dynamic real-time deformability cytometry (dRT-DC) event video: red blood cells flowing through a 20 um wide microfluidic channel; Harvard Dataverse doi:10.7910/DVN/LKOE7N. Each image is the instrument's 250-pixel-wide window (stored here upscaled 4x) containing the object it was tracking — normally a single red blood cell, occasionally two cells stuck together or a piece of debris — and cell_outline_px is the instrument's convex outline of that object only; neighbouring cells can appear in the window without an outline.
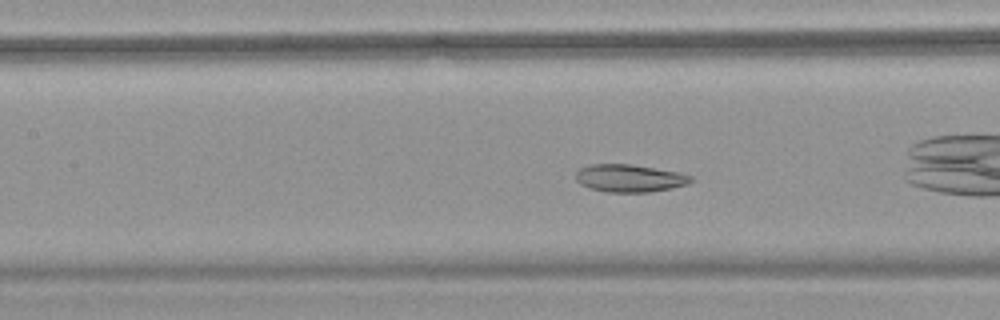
{"species": "common noctule bat (a hibernating species)", "species_latin": "Nyctalus noctula", "temperature_condition": "warm", "stored_images_in_passage": 51, "camera_frame_rate_fps": 3000, "um_per_image_px": 0.085, "animal": {"sex": "female", "body_mass_g": 18.4}, "frame": {"image": 1, "passage_image": 22, "time_ms": 7.0, "image_size_px": [1000, 320], "cell_outline_px": [[692, 180], [688, 184], [672, 188], [648, 192], [608, 192], [592, 188], [580, 184], [576, 180], [576, 172], [580, 168], [592, 164], [632, 164], [680, 172], [692, 176]], "centroid_in_image_um": [53.53, 15.14], "position_along_channel_um": 153.9, "area_um2": 18.5}, "authors_computed_cell_mechanics": {"area_um2": 23.0044, "velocity_mm_per_s": 3.7343, "shape_relaxation_time_tau1_ms": null, "shape_relaxation_time_tau2_ms": 2.431, "deformation_change_tau1": null, "deformation_change_tau2": 0.0696}}